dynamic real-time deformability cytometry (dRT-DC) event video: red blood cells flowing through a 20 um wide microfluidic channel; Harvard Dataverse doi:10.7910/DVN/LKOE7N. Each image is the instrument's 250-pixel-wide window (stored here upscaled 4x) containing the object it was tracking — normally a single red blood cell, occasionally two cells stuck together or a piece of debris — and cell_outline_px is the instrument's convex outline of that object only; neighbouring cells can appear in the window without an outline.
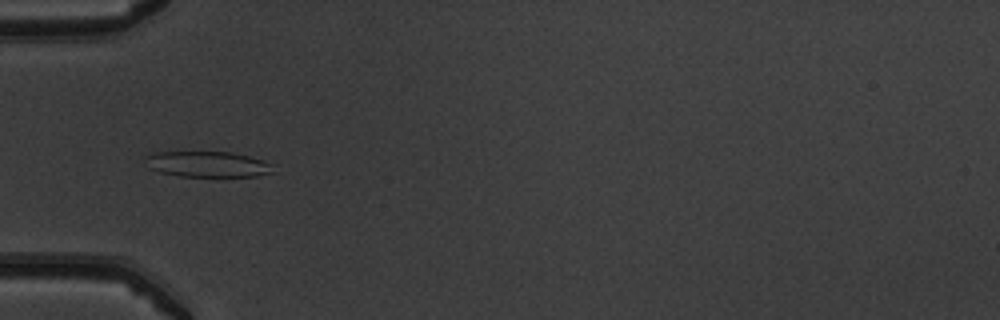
{"species": "common noctule bat (a hibernating species)", "species_latin": "Nyctalus noctula", "temperature_condition": "warm", "stored_images_in_passage": 8, "camera_frame_rate_fps": 3000, "um_per_image_px": 0.085, "animal": {"sex": "male", "body_mass_g": 19.5, "forearm_length_mm": 54.6}, "frame": {"image": 1, "passage_image": 6, "time_ms": 1.667, "image_size_px": [1000, 320], "cell_outline_px": [[276, 164], [272, 172], [256, 176], [180, 176], [160, 172], [152, 168], [144, 156], [152, 152], [232, 152], [248, 156]], "centroid_in_image_um": [17.7, 13.95], "position_along_channel_um": 67.3, "area_um2": 19.02}}
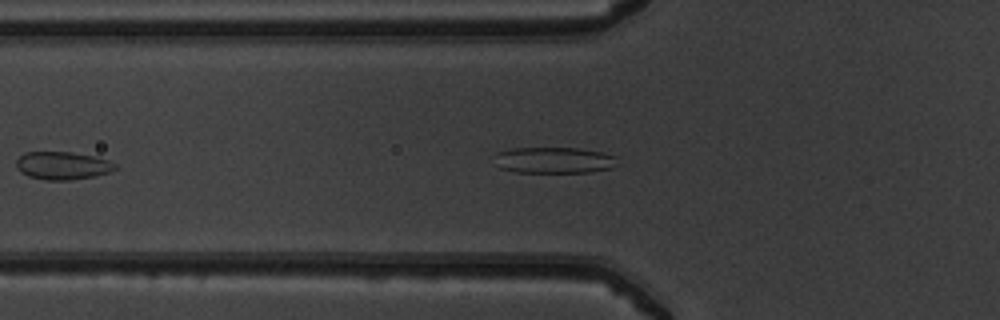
{"frame": {"image": 2, "passage_image": 7, "time_ms": 2.0, "image_size_px": [1000, 320], "cell_outline_px": [[116, 168], [108, 172], [96, 176], [72, 180], [48, 180], [28, 176], [20, 172], [16, 168], [16, 160], [24, 152], [72, 152], [96, 156], [108, 160], [116, 164]], "centroid_in_image_um": [5.3, 14.07], "position_along_channel_um": 120.5, "area_um2": 16.18}}